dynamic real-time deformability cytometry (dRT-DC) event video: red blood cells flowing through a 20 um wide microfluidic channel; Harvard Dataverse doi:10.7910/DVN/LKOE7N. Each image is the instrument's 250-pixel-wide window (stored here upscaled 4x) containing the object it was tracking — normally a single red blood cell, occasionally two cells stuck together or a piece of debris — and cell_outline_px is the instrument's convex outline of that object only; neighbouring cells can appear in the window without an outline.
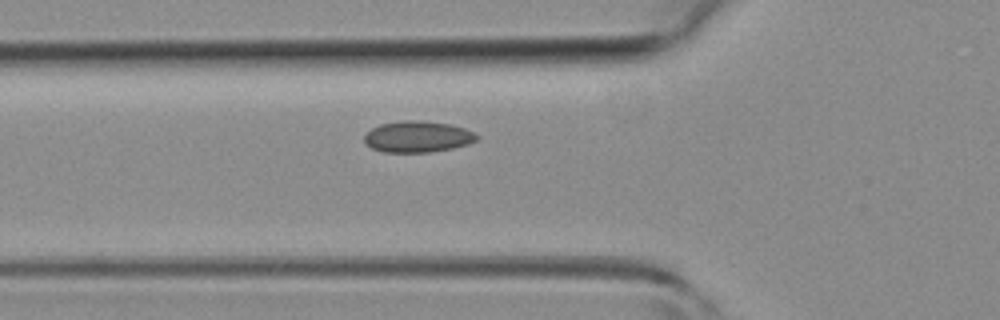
{"species": "common noctule bat (a hibernating species)", "species_latin": "Nyctalus noctula", "temperature_condition": "room temperature", "stored_images_in_passage": 30, "camera_frame_rate_fps": 3000, "um_per_image_px": 0.085, "animal": {"sex": "female", "body_mass_g": 19.3, "forearm_length_mm": 54.1}, "frame": {"image": 1, "passage_image": 3, "time_ms": 0.667, "image_size_px": [1000, 320], "cell_outline_px": [[480, 136], [476, 140], [468, 144], [452, 148], [428, 152], [384, 152], [372, 148], [364, 140], [364, 136], [372, 128], [380, 124], [404, 120], [420, 120], [452, 124], [464, 128]], "centroid_in_image_um": [35.51, 11.61], "position_along_channel_um": 90.3, "area_um2": 20.4}}
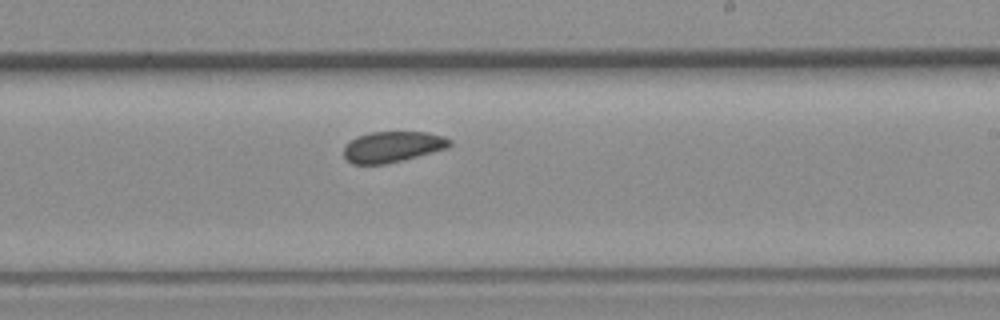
{"frame": {"image": 2, "passage_image": 14, "time_ms": 4.333, "image_size_px": [1000, 320], "cell_outline_px": [[452, 144], [448, 148], [384, 164], [352, 164], [344, 156], [344, 148], [356, 136], [372, 132], [428, 132], [444, 136], [452, 140]], "centroid_in_image_um": [33.39, 12.46], "position_along_channel_um": 255.6, "area_um2": 18.84}}
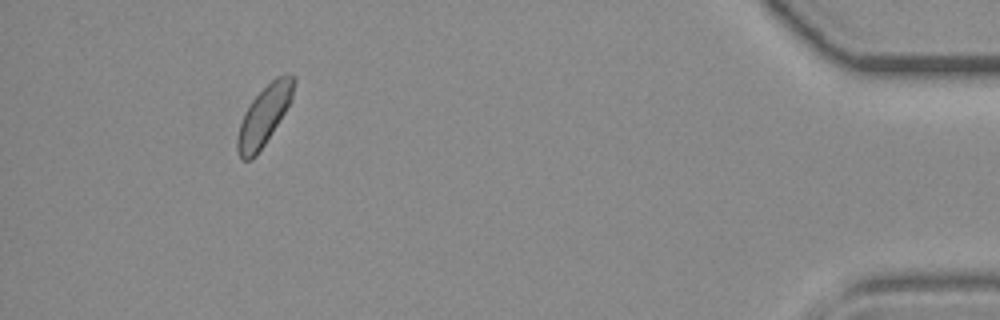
{"frame": {"image": 3, "passage_image": 29, "time_ms": 9.333, "image_size_px": [1000, 320], "cell_outline_px": [[296, 80], [292, 100], [264, 144], [256, 156], [252, 160], [244, 160], [240, 156], [236, 148], [236, 136], [244, 112], [252, 100], [276, 76], [284, 72], [296, 76]], "centroid_in_image_um": [22.46, 9.79], "position_along_channel_um": 412.7, "area_um2": 19.48}}